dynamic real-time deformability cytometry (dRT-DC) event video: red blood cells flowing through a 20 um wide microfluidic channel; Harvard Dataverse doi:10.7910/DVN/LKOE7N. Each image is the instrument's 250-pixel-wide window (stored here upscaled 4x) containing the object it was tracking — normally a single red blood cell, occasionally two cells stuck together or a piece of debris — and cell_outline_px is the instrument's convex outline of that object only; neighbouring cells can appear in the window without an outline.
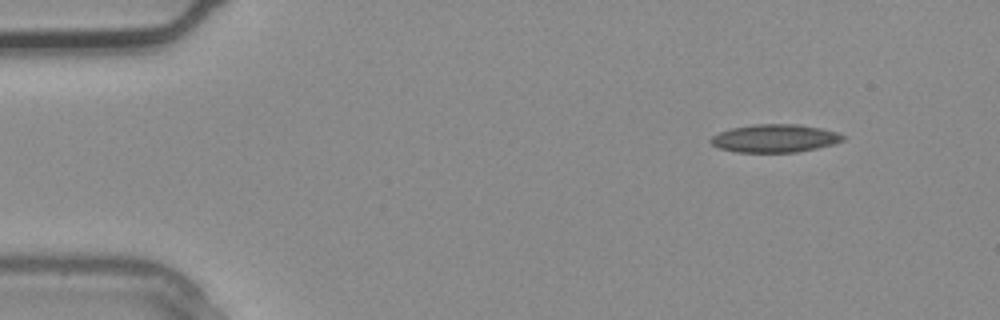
{"species": "common noctule bat (a hibernating species)", "species_latin": "Nyctalus noctula", "temperature_condition": "warm", "stored_images_in_passage": 3, "segment_of_instrument_passage": [2, 2], "camera_frame_rate_fps": 3000, "um_per_image_px": 0.085, "animal": {"sex": "male", "body_mass_g": 20.4}, "frame": {"image": 1, "passage_image": 3, "time_ms": 0.667, "image_size_px": [1000, 320], "cell_outline_px": [[844, 140], [832, 144], [816, 148], [796, 152], [736, 152], [720, 148], [712, 144], [708, 140], [712, 136], [720, 132], [732, 128], [756, 124], [796, 124], [820, 128], [836, 132], [844, 136]], "centroid_in_image_um": [65.83, 11.76], "position_along_channel_um": 19.2, "area_um2": 21.33}}